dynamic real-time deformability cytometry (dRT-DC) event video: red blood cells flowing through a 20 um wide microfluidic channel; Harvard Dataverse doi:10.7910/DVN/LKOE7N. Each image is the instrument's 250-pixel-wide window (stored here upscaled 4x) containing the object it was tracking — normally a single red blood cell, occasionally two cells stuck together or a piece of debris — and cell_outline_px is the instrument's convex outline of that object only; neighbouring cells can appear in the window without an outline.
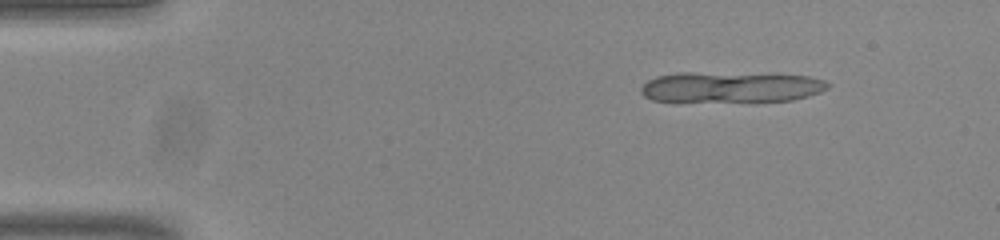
{"species": "common noctule bat (a hibernating species)", "species_latin": "Nyctalus noctula", "temperature_condition": "room temperature", "stored_images_in_passage": 12, "camera_frame_rate_fps": 3000, "um_per_image_px": 0.085, "animal": {"sex": "male", "body_mass_g": 20.0, "forearm_length_mm": 53.3}, "frame": {"image": 1, "passage_image": 1, "time_ms": 0.0, "image_size_px": [1000, 240], "cell_outline_px": [[828, 88], [820, 92], [808, 96], [792, 100], [652, 100], [644, 96], [640, 92], [640, 88], [648, 80], [656, 76], [680, 72], [688, 72], [808, 76], [824, 80], [828, 84]], "centroid_in_image_um": [62.1, 7.39], "position_along_channel_um": 22.9, "area_um2": 32.31}}